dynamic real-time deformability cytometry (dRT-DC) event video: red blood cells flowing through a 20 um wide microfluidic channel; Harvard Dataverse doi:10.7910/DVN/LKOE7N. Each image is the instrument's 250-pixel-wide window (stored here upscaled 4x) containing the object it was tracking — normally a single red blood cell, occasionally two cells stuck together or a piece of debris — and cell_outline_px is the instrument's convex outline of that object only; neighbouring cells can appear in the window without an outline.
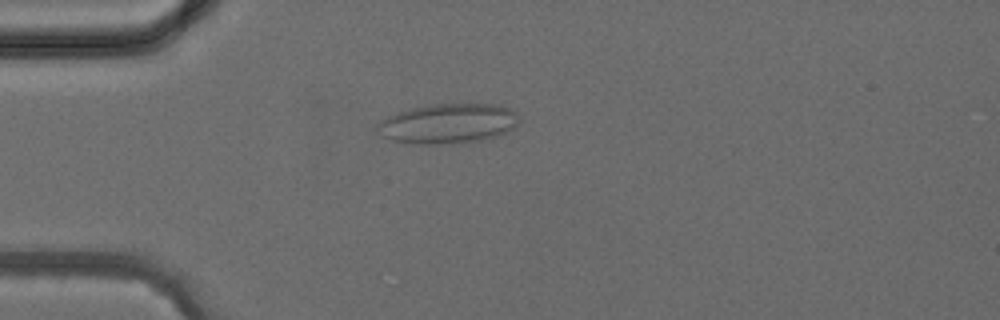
{"species": "common noctule bat (a hibernating species)", "species_latin": "Nyctalus noctula", "temperature_condition": "cold", "stored_images_in_passage": 5, "camera_frame_rate_fps": 3000, "um_per_image_px": 0.085, "animal": {"sex": "female", "body_mass_g": 24.6, "forearm_length_mm": 56.2}, "frame": {"image": 1, "passage_image": 4, "time_ms": 3.667, "image_size_px": [1000, 320], "cell_outline_px": [[520, 120], [508, 132], [496, 136], [480, 140], [452, 144], [416, 144], [392, 140], [380, 136], [376, 128], [376, 124], [388, 116], [412, 108], [432, 104], [492, 104], [512, 108], [516, 112]], "centroid_in_image_um": [38.09, 10.51], "position_along_channel_um": 46.9, "area_um2": 33.0}}
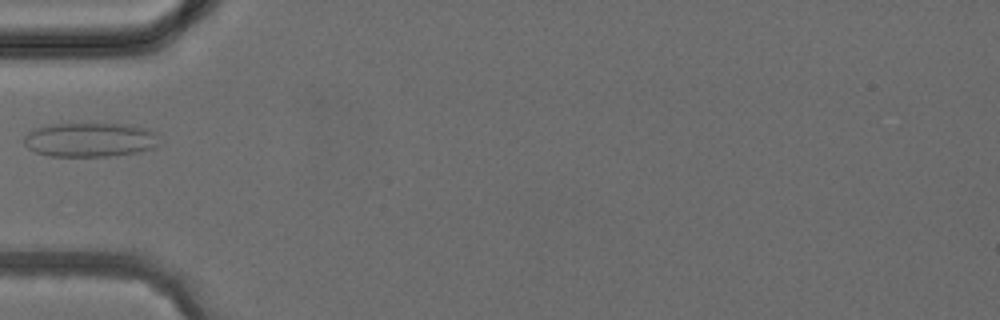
{"frame": {"image": 2, "passage_image": 5, "time_ms": 4.667, "image_size_px": [1000, 320], "cell_outline_px": [[156, 144], [152, 148], [136, 152], [108, 156], [48, 156], [36, 152], [28, 148], [24, 144], [24, 136], [28, 132], [36, 128], [52, 124], [132, 124], [148, 128], [156, 132]], "centroid_in_image_um": [7.63, 11.87], "position_along_channel_um": 77.4, "area_um2": 26.88}}